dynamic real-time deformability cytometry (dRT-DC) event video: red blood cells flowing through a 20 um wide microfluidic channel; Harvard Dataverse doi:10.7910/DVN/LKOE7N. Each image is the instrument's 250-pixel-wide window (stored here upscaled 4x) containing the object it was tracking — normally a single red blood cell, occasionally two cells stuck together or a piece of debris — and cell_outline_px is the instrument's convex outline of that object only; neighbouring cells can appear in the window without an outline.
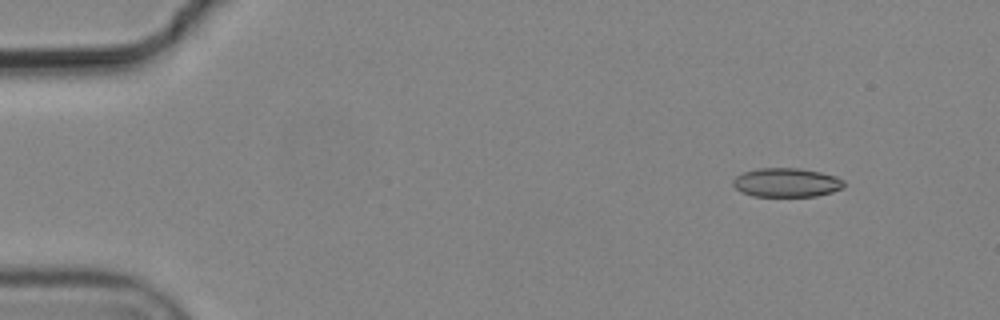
{"species": "common noctule bat (a hibernating species)", "species_latin": "Nyctalus noctula", "temperature_condition": "cold", "stored_images_in_passage": 5, "camera_frame_rate_fps": 3000, "um_per_image_px": 0.085, "animal": {"sex": "male", "body_mass_g": 19.2, "forearm_length_mm": 51.8}, "frame": {"image": 1, "passage_image": 2, "time_ms": 0.333, "image_size_px": [1000, 320], "cell_outline_px": [[844, 188], [832, 192], [816, 196], [752, 196], [740, 192], [732, 184], [732, 180], [736, 176], [744, 172], [760, 168], [800, 168], [820, 172], [836, 176], [844, 180]], "centroid_in_image_um": [66.85, 15.52], "position_along_channel_um": 18.1, "area_um2": 18.84}}
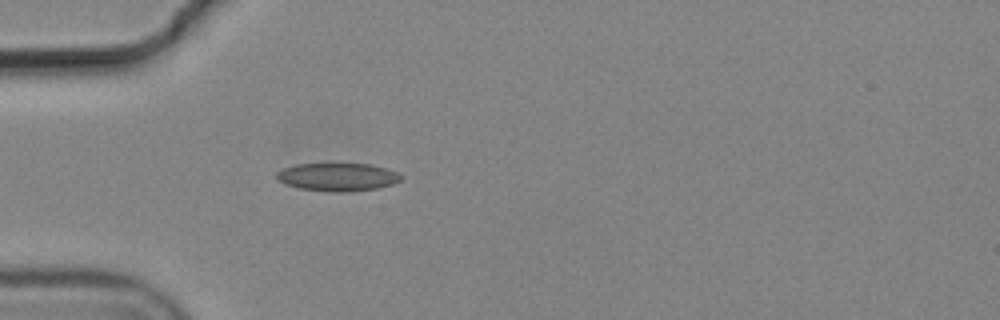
{"frame": {"image": 2, "passage_image": 5, "time_ms": 1.333, "image_size_px": [1000, 320], "cell_outline_px": [[404, 176], [400, 180], [392, 184], [376, 188], [348, 192], [332, 192], [300, 188], [284, 184], [276, 176], [276, 172], [284, 168], [296, 164], [368, 164], [400, 172]], "centroid_in_image_um": [28.72, 15.04], "position_along_channel_um": 56.3, "area_um2": 20.23}}